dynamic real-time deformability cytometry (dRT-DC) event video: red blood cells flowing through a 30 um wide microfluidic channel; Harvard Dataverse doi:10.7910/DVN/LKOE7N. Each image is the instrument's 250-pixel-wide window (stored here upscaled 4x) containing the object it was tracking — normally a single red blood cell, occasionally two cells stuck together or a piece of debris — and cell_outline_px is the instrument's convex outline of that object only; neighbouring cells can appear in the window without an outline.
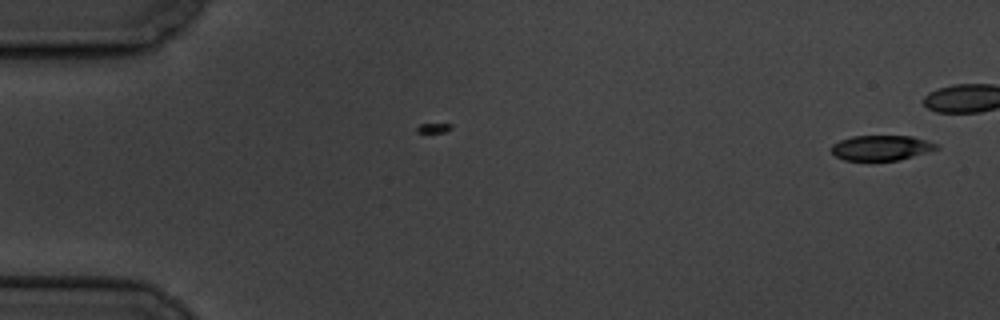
{"species": "common noctule bat (a hibernating species)", "species_latin": "Nyctalus noctula", "temperature_condition": "cold", "stored_images_in_passage": 3, "camera_frame_rate_fps": 3000, "um_per_image_px": 0.085, "animal": {"sex": "male", "body_mass_g": 19.5, "forearm_length_mm": 54.6}, "frame": {"image": 1, "passage_image": 3, "time_ms": 2.333, "image_size_px": [1000, 320], "cell_outline_px": [[940, 148], [912, 156], [896, 160], [844, 160], [836, 156], [832, 152], [832, 144], [840, 140], [852, 136], [912, 136], [928, 140], [940, 144]], "centroid_in_image_um": [74.93, 12.55], "position_along_channel_um": 10.1, "area_um2": 15.32}}